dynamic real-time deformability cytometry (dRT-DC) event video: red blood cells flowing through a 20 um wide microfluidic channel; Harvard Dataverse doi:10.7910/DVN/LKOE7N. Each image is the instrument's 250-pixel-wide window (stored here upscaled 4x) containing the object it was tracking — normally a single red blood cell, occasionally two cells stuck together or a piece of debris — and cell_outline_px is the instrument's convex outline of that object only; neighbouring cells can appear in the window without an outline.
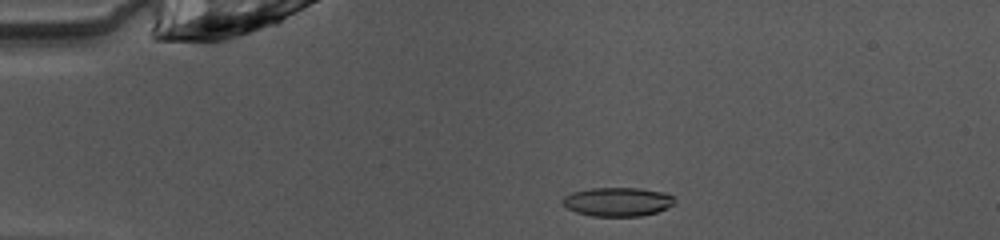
{"species": "common noctule bat (a hibernating species)", "species_latin": "Nyctalus noctula", "temperature_condition": "warm", "stored_images_in_passage": 50, "camera_frame_rate_fps": 3000, "um_per_image_px": 0.085, "animal": {"sex": "female", "body_mass_g": 10.0, "forearm_length_mm": 53.1}, "frame": {"image": 1, "passage_image": 11, "time_ms": 3.333, "image_size_px": [1000, 240], "cell_outline_px": [[676, 204], [656, 212], [640, 216], [592, 216], [576, 212], [568, 208], [560, 200], [564, 196], [572, 192], [592, 188], [640, 188], [664, 192], [672, 196], [676, 200]], "centroid_in_image_um": [52.51, 17.15], "position_along_channel_um": 32.5, "area_um2": 18.9}}
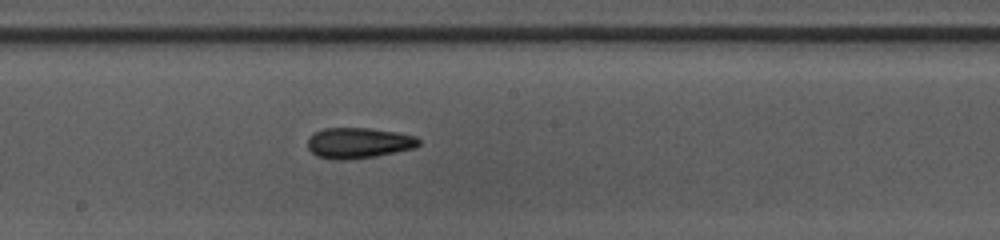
{"frame": {"image": 2, "passage_image": 28, "time_ms": 9.0, "image_size_px": [1000, 240], "cell_outline_px": [[420, 144], [416, 148], [372, 156], [340, 160], [332, 160], [316, 156], [308, 148], [308, 136], [312, 132], [324, 128], [368, 128], [396, 132], [416, 136], [420, 140]], "centroid_in_image_um": [30.44, 12.14], "position_along_channel_um": 217.8, "area_um2": 19.88}}
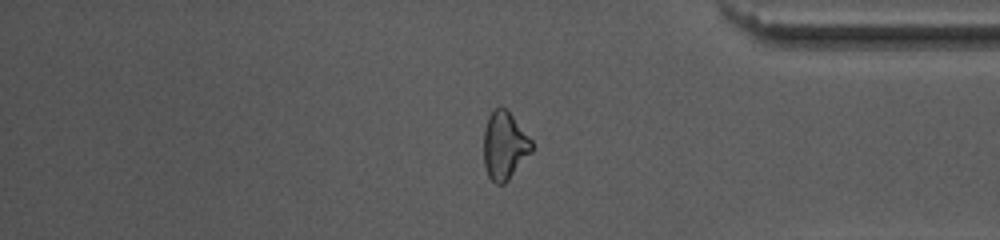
{"frame": {"image": 3, "passage_image": 42, "time_ms": 13.667, "image_size_px": [1000, 240], "cell_outline_px": [[532, 152], [508, 180], [504, 184], [496, 184], [488, 176], [484, 164], [484, 128], [488, 116], [492, 108], [508, 108], [532, 140]], "centroid_in_image_um": [42.88, 12.34], "position_along_channel_um": 392.3, "area_um2": 19.25}, "authors_computed_cell_mechanics": {"area_um2": 19.3052, "velocity_mm_per_s": 4.0742, "shape_relaxation_time_tau1_ms": 8.21, "shape_relaxation_time_tau2_ms": 3.3233, "deformation_change_tau1": 0.2066, "deformation_change_tau2": 0.1193}}